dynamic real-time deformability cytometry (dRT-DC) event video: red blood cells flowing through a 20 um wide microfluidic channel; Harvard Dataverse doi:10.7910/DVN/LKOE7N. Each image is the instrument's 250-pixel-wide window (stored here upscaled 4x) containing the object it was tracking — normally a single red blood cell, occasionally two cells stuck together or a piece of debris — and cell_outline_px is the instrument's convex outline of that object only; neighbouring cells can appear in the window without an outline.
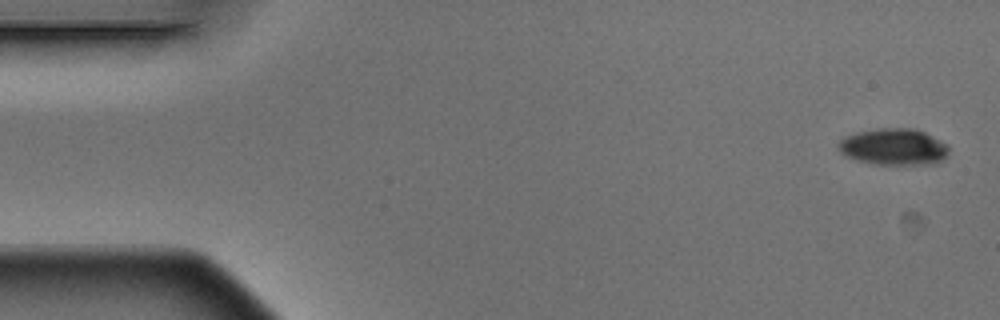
{"species": "Egyptian fruit bat (a non-hibernating species)", "species_latin": "Rousettus aegyptiacus", "temperature_condition": "warm", "stored_images_in_passage": 5, "camera_frame_rate_fps": 3000, "um_per_image_px": 0.085, "animal": {"sex": "male"}, "frame": {"image": 1, "passage_image": 1, "time_ms": 0.0, "image_size_px": [1000, 320], "cell_outline_px": [[948, 152], [940, 160], [920, 164], [876, 164], [860, 160], [848, 156], [840, 152], [840, 140], [844, 136], [856, 132], [876, 128], [916, 128], [948, 144]], "centroid_in_image_um": [75.95, 12.45], "position_along_channel_um": 9.0, "area_um2": 23.06}}
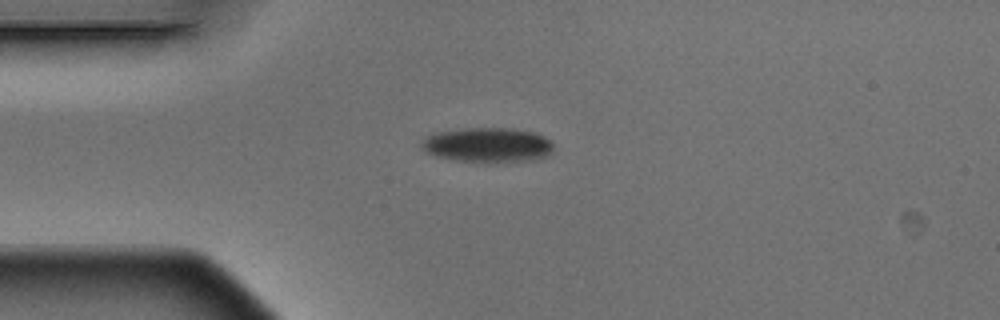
{"frame": {"image": 2, "passage_image": 4, "time_ms": 1.0, "image_size_px": [1000, 320], "cell_outline_px": [[552, 152], [536, 160], [456, 160], [436, 156], [424, 152], [420, 148], [420, 140], [436, 132], [468, 128], [512, 128], [532, 132], [544, 136], [552, 144]], "centroid_in_image_um": [41.39, 12.29], "position_along_channel_um": 43.6, "area_um2": 26.07}}